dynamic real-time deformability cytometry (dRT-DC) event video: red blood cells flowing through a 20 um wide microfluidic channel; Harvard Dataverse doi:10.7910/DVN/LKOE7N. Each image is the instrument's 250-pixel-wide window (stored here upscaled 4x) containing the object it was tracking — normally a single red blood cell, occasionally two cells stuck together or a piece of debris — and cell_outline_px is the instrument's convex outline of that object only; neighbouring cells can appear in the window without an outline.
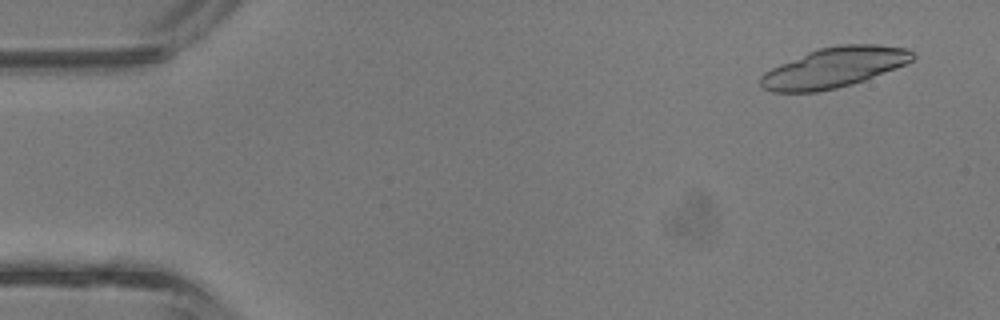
{"species": "common noctule bat (a hibernating species)", "species_latin": "Nyctalus noctula", "temperature_condition": "room temperature", "stored_images_in_passage": 11, "camera_frame_rate_fps": 3000, "um_per_image_px": 0.085, "animal": {"sex": "male", "body_mass_g": 13.3}, "frame": {"image": 1, "passage_image": 1, "time_ms": 0.0, "image_size_px": [1000, 320], "cell_outline_px": [[916, 56], [912, 60], [896, 68], [864, 80], [852, 84], [836, 88], [816, 92], [772, 92], [764, 88], [760, 84], [760, 76], [764, 72], [780, 64], [808, 52], [820, 48], [840, 44], [876, 44], [908, 48], [916, 52]], "centroid_in_image_um": [70.93, 5.73], "position_along_channel_um": 14.1, "area_um2": 35.49}}